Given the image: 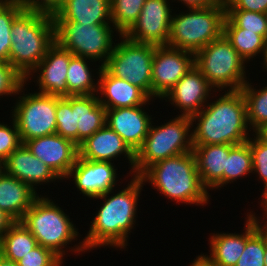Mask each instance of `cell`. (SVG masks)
Listing matches in <instances>:
<instances>
[{
  "instance_id": "cell-22",
  "label": "cell",
  "mask_w": 267,
  "mask_h": 266,
  "mask_svg": "<svg viewBox=\"0 0 267 266\" xmlns=\"http://www.w3.org/2000/svg\"><path fill=\"white\" fill-rule=\"evenodd\" d=\"M4 172L27 183L33 190L37 184L60 180L50 167L30 152L24 143L4 161Z\"/></svg>"
},
{
  "instance_id": "cell-9",
  "label": "cell",
  "mask_w": 267,
  "mask_h": 266,
  "mask_svg": "<svg viewBox=\"0 0 267 266\" xmlns=\"http://www.w3.org/2000/svg\"><path fill=\"white\" fill-rule=\"evenodd\" d=\"M111 26L54 21L55 42L74 56L85 57L89 61H103V67L115 46L112 35L115 28Z\"/></svg>"
},
{
  "instance_id": "cell-10",
  "label": "cell",
  "mask_w": 267,
  "mask_h": 266,
  "mask_svg": "<svg viewBox=\"0 0 267 266\" xmlns=\"http://www.w3.org/2000/svg\"><path fill=\"white\" fill-rule=\"evenodd\" d=\"M121 40L114 46L103 67L112 76L138 86L152 98V60L155 45L134 42L124 35H121Z\"/></svg>"
},
{
  "instance_id": "cell-14",
  "label": "cell",
  "mask_w": 267,
  "mask_h": 266,
  "mask_svg": "<svg viewBox=\"0 0 267 266\" xmlns=\"http://www.w3.org/2000/svg\"><path fill=\"white\" fill-rule=\"evenodd\" d=\"M30 152L64 179L79 156L78 145L57 133L25 141Z\"/></svg>"
},
{
  "instance_id": "cell-17",
  "label": "cell",
  "mask_w": 267,
  "mask_h": 266,
  "mask_svg": "<svg viewBox=\"0 0 267 266\" xmlns=\"http://www.w3.org/2000/svg\"><path fill=\"white\" fill-rule=\"evenodd\" d=\"M73 56L70 51L61 48L56 42L48 49L44 58L32 70L33 74L40 71L37 76L38 90H40L37 93L68 96L66 77L70 59Z\"/></svg>"
},
{
  "instance_id": "cell-25",
  "label": "cell",
  "mask_w": 267,
  "mask_h": 266,
  "mask_svg": "<svg viewBox=\"0 0 267 266\" xmlns=\"http://www.w3.org/2000/svg\"><path fill=\"white\" fill-rule=\"evenodd\" d=\"M39 197L27 183L7 175L0 176V209L15 221H20L33 202Z\"/></svg>"
},
{
  "instance_id": "cell-11",
  "label": "cell",
  "mask_w": 267,
  "mask_h": 266,
  "mask_svg": "<svg viewBox=\"0 0 267 266\" xmlns=\"http://www.w3.org/2000/svg\"><path fill=\"white\" fill-rule=\"evenodd\" d=\"M19 96L12 117L22 143L56 133V107L62 98L56 95L29 93Z\"/></svg>"
},
{
  "instance_id": "cell-26",
  "label": "cell",
  "mask_w": 267,
  "mask_h": 266,
  "mask_svg": "<svg viewBox=\"0 0 267 266\" xmlns=\"http://www.w3.org/2000/svg\"><path fill=\"white\" fill-rule=\"evenodd\" d=\"M75 128L78 130V146L106 125V108L100 104L99 96H72Z\"/></svg>"
},
{
  "instance_id": "cell-53",
  "label": "cell",
  "mask_w": 267,
  "mask_h": 266,
  "mask_svg": "<svg viewBox=\"0 0 267 266\" xmlns=\"http://www.w3.org/2000/svg\"><path fill=\"white\" fill-rule=\"evenodd\" d=\"M265 223H266V224L263 225V226H264V228L267 230V221H266Z\"/></svg>"
},
{
  "instance_id": "cell-50",
  "label": "cell",
  "mask_w": 267,
  "mask_h": 266,
  "mask_svg": "<svg viewBox=\"0 0 267 266\" xmlns=\"http://www.w3.org/2000/svg\"><path fill=\"white\" fill-rule=\"evenodd\" d=\"M263 66H265L264 68H266V71H267V39H266V45H265V52H264V55H263Z\"/></svg>"
},
{
  "instance_id": "cell-24",
  "label": "cell",
  "mask_w": 267,
  "mask_h": 266,
  "mask_svg": "<svg viewBox=\"0 0 267 266\" xmlns=\"http://www.w3.org/2000/svg\"><path fill=\"white\" fill-rule=\"evenodd\" d=\"M53 17L54 21L111 25L110 0H64Z\"/></svg>"
},
{
  "instance_id": "cell-30",
  "label": "cell",
  "mask_w": 267,
  "mask_h": 266,
  "mask_svg": "<svg viewBox=\"0 0 267 266\" xmlns=\"http://www.w3.org/2000/svg\"><path fill=\"white\" fill-rule=\"evenodd\" d=\"M241 91L246 101L248 124L253 132L257 133L267 126V85L261 90H256L247 81Z\"/></svg>"
},
{
  "instance_id": "cell-15",
  "label": "cell",
  "mask_w": 267,
  "mask_h": 266,
  "mask_svg": "<svg viewBox=\"0 0 267 266\" xmlns=\"http://www.w3.org/2000/svg\"><path fill=\"white\" fill-rule=\"evenodd\" d=\"M115 166L108 161H91L79 156L66 178H74L76 188L89 198H96L115 187Z\"/></svg>"
},
{
  "instance_id": "cell-36",
  "label": "cell",
  "mask_w": 267,
  "mask_h": 266,
  "mask_svg": "<svg viewBox=\"0 0 267 266\" xmlns=\"http://www.w3.org/2000/svg\"><path fill=\"white\" fill-rule=\"evenodd\" d=\"M226 17L236 27L255 32L267 39V25L264 13L247 10H226Z\"/></svg>"
},
{
  "instance_id": "cell-19",
  "label": "cell",
  "mask_w": 267,
  "mask_h": 266,
  "mask_svg": "<svg viewBox=\"0 0 267 266\" xmlns=\"http://www.w3.org/2000/svg\"><path fill=\"white\" fill-rule=\"evenodd\" d=\"M245 231L242 234L220 233L209 239L211 254L203 256L213 266H235L245 249L246 241L262 226L251 212L247 215ZM260 223V224H259Z\"/></svg>"
},
{
  "instance_id": "cell-18",
  "label": "cell",
  "mask_w": 267,
  "mask_h": 266,
  "mask_svg": "<svg viewBox=\"0 0 267 266\" xmlns=\"http://www.w3.org/2000/svg\"><path fill=\"white\" fill-rule=\"evenodd\" d=\"M212 88L202 73L193 66L162 99L166 97V101L168 99L175 107H179L183 112L180 115L192 117L206 106L204 103Z\"/></svg>"
},
{
  "instance_id": "cell-20",
  "label": "cell",
  "mask_w": 267,
  "mask_h": 266,
  "mask_svg": "<svg viewBox=\"0 0 267 266\" xmlns=\"http://www.w3.org/2000/svg\"><path fill=\"white\" fill-rule=\"evenodd\" d=\"M79 157L91 161H108L125 154L134 172L135 153L123 139L107 125L88 137L79 146Z\"/></svg>"
},
{
  "instance_id": "cell-31",
  "label": "cell",
  "mask_w": 267,
  "mask_h": 266,
  "mask_svg": "<svg viewBox=\"0 0 267 266\" xmlns=\"http://www.w3.org/2000/svg\"><path fill=\"white\" fill-rule=\"evenodd\" d=\"M24 10L21 0H0V62L9 63L12 24Z\"/></svg>"
},
{
  "instance_id": "cell-27",
  "label": "cell",
  "mask_w": 267,
  "mask_h": 266,
  "mask_svg": "<svg viewBox=\"0 0 267 266\" xmlns=\"http://www.w3.org/2000/svg\"><path fill=\"white\" fill-rule=\"evenodd\" d=\"M37 245L32 233L20 221H16L0 241V254L8 260L17 262Z\"/></svg>"
},
{
  "instance_id": "cell-49",
  "label": "cell",
  "mask_w": 267,
  "mask_h": 266,
  "mask_svg": "<svg viewBox=\"0 0 267 266\" xmlns=\"http://www.w3.org/2000/svg\"><path fill=\"white\" fill-rule=\"evenodd\" d=\"M264 263L267 266V230L265 229V255H264Z\"/></svg>"
},
{
  "instance_id": "cell-44",
  "label": "cell",
  "mask_w": 267,
  "mask_h": 266,
  "mask_svg": "<svg viewBox=\"0 0 267 266\" xmlns=\"http://www.w3.org/2000/svg\"><path fill=\"white\" fill-rule=\"evenodd\" d=\"M181 1L189 9L193 8H204L216 4L217 0H178Z\"/></svg>"
},
{
  "instance_id": "cell-1",
  "label": "cell",
  "mask_w": 267,
  "mask_h": 266,
  "mask_svg": "<svg viewBox=\"0 0 267 266\" xmlns=\"http://www.w3.org/2000/svg\"><path fill=\"white\" fill-rule=\"evenodd\" d=\"M143 184L139 176H133L130 184L128 183L127 187L117 194L109 197L108 195L113 193L111 190L96 197V199H104L105 202L96 213L85 239L79 243V246L75 245L74 249L72 247L71 251L80 254L81 251L107 245L125 248L129 231L136 222L134 218L137 201Z\"/></svg>"
},
{
  "instance_id": "cell-13",
  "label": "cell",
  "mask_w": 267,
  "mask_h": 266,
  "mask_svg": "<svg viewBox=\"0 0 267 266\" xmlns=\"http://www.w3.org/2000/svg\"><path fill=\"white\" fill-rule=\"evenodd\" d=\"M194 53L169 46H155L152 60V98H163L193 67Z\"/></svg>"
},
{
  "instance_id": "cell-37",
  "label": "cell",
  "mask_w": 267,
  "mask_h": 266,
  "mask_svg": "<svg viewBox=\"0 0 267 266\" xmlns=\"http://www.w3.org/2000/svg\"><path fill=\"white\" fill-rule=\"evenodd\" d=\"M24 83L25 78L9 63L0 62V96L19 95L24 90Z\"/></svg>"
},
{
  "instance_id": "cell-29",
  "label": "cell",
  "mask_w": 267,
  "mask_h": 266,
  "mask_svg": "<svg viewBox=\"0 0 267 266\" xmlns=\"http://www.w3.org/2000/svg\"><path fill=\"white\" fill-rule=\"evenodd\" d=\"M87 58L73 56L67 70L68 96L92 95L98 93V82L94 83ZM97 85V86H96Z\"/></svg>"
},
{
  "instance_id": "cell-46",
  "label": "cell",
  "mask_w": 267,
  "mask_h": 266,
  "mask_svg": "<svg viewBox=\"0 0 267 266\" xmlns=\"http://www.w3.org/2000/svg\"><path fill=\"white\" fill-rule=\"evenodd\" d=\"M264 186H265L264 193L262 194V198L264 199L261 202L262 203L261 205L263 206L264 208L263 210L265 211V213L263 214H265L264 216L267 217V184H265Z\"/></svg>"
},
{
  "instance_id": "cell-47",
  "label": "cell",
  "mask_w": 267,
  "mask_h": 266,
  "mask_svg": "<svg viewBox=\"0 0 267 266\" xmlns=\"http://www.w3.org/2000/svg\"><path fill=\"white\" fill-rule=\"evenodd\" d=\"M0 266H18V264H17V262H13L11 260H8V259L4 258L0 254Z\"/></svg>"
},
{
  "instance_id": "cell-45",
  "label": "cell",
  "mask_w": 267,
  "mask_h": 266,
  "mask_svg": "<svg viewBox=\"0 0 267 266\" xmlns=\"http://www.w3.org/2000/svg\"><path fill=\"white\" fill-rule=\"evenodd\" d=\"M190 266H213L202 254Z\"/></svg>"
},
{
  "instance_id": "cell-3",
  "label": "cell",
  "mask_w": 267,
  "mask_h": 266,
  "mask_svg": "<svg viewBox=\"0 0 267 266\" xmlns=\"http://www.w3.org/2000/svg\"><path fill=\"white\" fill-rule=\"evenodd\" d=\"M9 64L28 81L55 43L53 14L25 9L13 22Z\"/></svg>"
},
{
  "instance_id": "cell-4",
  "label": "cell",
  "mask_w": 267,
  "mask_h": 266,
  "mask_svg": "<svg viewBox=\"0 0 267 266\" xmlns=\"http://www.w3.org/2000/svg\"><path fill=\"white\" fill-rule=\"evenodd\" d=\"M139 177L177 203L201 206L208 203L209 193L201 182L193 152L156 162Z\"/></svg>"
},
{
  "instance_id": "cell-12",
  "label": "cell",
  "mask_w": 267,
  "mask_h": 266,
  "mask_svg": "<svg viewBox=\"0 0 267 266\" xmlns=\"http://www.w3.org/2000/svg\"><path fill=\"white\" fill-rule=\"evenodd\" d=\"M171 10L168 0H146L136 22L124 36L138 43L167 46Z\"/></svg>"
},
{
  "instance_id": "cell-33",
  "label": "cell",
  "mask_w": 267,
  "mask_h": 266,
  "mask_svg": "<svg viewBox=\"0 0 267 266\" xmlns=\"http://www.w3.org/2000/svg\"><path fill=\"white\" fill-rule=\"evenodd\" d=\"M146 0H110L112 25L124 35L136 22Z\"/></svg>"
},
{
  "instance_id": "cell-41",
  "label": "cell",
  "mask_w": 267,
  "mask_h": 266,
  "mask_svg": "<svg viewBox=\"0 0 267 266\" xmlns=\"http://www.w3.org/2000/svg\"><path fill=\"white\" fill-rule=\"evenodd\" d=\"M226 10H247L251 12L265 13L267 0H227Z\"/></svg>"
},
{
  "instance_id": "cell-42",
  "label": "cell",
  "mask_w": 267,
  "mask_h": 266,
  "mask_svg": "<svg viewBox=\"0 0 267 266\" xmlns=\"http://www.w3.org/2000/svg\"><path fill=\"white\" fill-rule=\"evenodd\" d=\"M25 9L53 14L64 0H21Z\"/></svg>"
},
{
  "instance_id": "cell-52",
  "label": "cell",
  "mask_w": 267,
  "mask_h": 266,
  "mask_svg": "<svg viewBox=\"0 0 267 266\" xmlns=\"http://www.w3.org/2000/svg\"><path fill=\"white\" fill-rule=\"evenodd\" d=\"M265 19H266V25H267V11L264 13Z\"/></svg>"
},
{
  "instance_id": "cell-34",
  "label": "cell",
  "mask_w": 267,
  "mask_h": 266,
  "mask_svg": "<svg viewBox=\"0 0 267 266\" xmlns=\"http://www.w3.org/2000/svg\"><path fill=\"white\" fill-rule=\"evenodd\" d=\"M56 133L78 145V130L75 128L72 96L62 97L56 107Z\"/></svg>"
},
{
  "instance_id": "cell-35",
  "label": "cell",
  "mask_w": 267,
  "mask_h": 266,
  "mask_svg": "<svg viewBox=\"0 0 267 266\" xmlns=\"http://www.w3.org/2000/svg\"><path fill=\"white\" fill-rule=\"evenodd\" d=\"M265 228L260 227L247 241L235 266H265Z\"/></svg>"
},
{
  "instance_id": "cell-23",
  "label": "cell",
  "mask_w": 267,
  "mask_h": 266,
  "mask_svg": "<svg viewBox=\"0 0 267 266\" xmlns=\"http://www.w3.org/2000/svg\"><path fill=\"white\" fill-rule=\"evenodd\" d=\"M235 145L210 144L193 145V154L203 186L218 189L223 187V171L226 169V158Z\"/></svg>"
},
{
  "instance_id": "cell-2",
  "label": "cell",
  "mask_w": 267,
  "mask_h": 266,
  "mask_svg": "<svg viewBox=\"0 0 267 266\" xmlns=\"http://www.w3.org/2000/svg\"><path fill=\"white\" fill-rule=\"evenodd\" d=\"M190 118L194 124L198 121L192 129L193 145H238L249 139L247 107L241 89L225 91L222 97Z\"/></svg>"
},
{
  "instance_id": "cell-5",
  "label": "cell",
  "mask_w": 267,
  "mask_h": 266,
  "mask_svg": "<svg viewBox=\"0 0 267 266\" xmlns=\"http://www.w3.org/2000/svg\"><path fill=\"white\" fill-rule=\"evenodd\" d=\"M225 2L172 16L167 46L196 53L223 35Z\"/></svg>"
},
{
  "instance_id": "cell-39",
  "label": "cell",
  "mask_w": 267,
  "mask_h": 266,
  "mask_svg": "<svg viewBox=\"0 0 267 266\" xmlns=\"http://www.w3.org/2000/svg\"><path fill=\"white\" fill-rule=\"evenodd\" d=\"M253 140L249 138V143L252 152V167L253 171L258 173L264 185L267 184V143L263 141L257 134Z\"/></svg>"
},
{
  "instance_id": "cell-48",
  "label": "cell",
  "mask_w": 267,
  "mask_h": 266,
  "mask_svg": "<svg viewBox=\"0 0 267 266\" xmlns=\"http://www.w3.org/2000/svg\"><path fill=\"white\" fill-rule=\"evenodd\" d=\"M263 141L267 143V126L256 133Z\"/></svg>"
},
{
  "instance_id": "cell-40",
  "label": "cell",
  "mask_w": 267,
  "mask_h": 266,
  "mask_svg": "<svg viewBox=\"0 0 267 266\" xmlns=\"http://www.w3.org/2000/svg\"><path fill=\"white\" fill-rule=\"evenodd\" d=\"M12 120V128L0 123V160L3 162L22 144L17 125L13 118Z\"/></svg>"
},
{
  "instance_id": "cell-7",
  "label": "cell",
  "mask_w": 267,
  "mask_h": 266,
  "mask_svg": "<svg viewBox=\"0 0 267 266\" xmlns=\"http://www.w3.org/2000/svg\"><path fill=\"white\" fill-rule=\"evenodd\" d=\"M20 222L32 233L37 243L52 250L63 260L67 244L78 237L77 228L51 199L38 197ZM64 254V255H63Z\"/></svg>"
},
{
  "instance_id": "cell-21",
  "label": "cell",
  "mask_w": 267,
  "mask_h": 266,
  "mask_svg": "<svg viewBox=\"0 0 267 266\" xmlns=\"http://www.w3.org/2000/svg\"><path fill=\"white\" fill-rule=\"evenodd\" d=\"M98 69V91L101 93L99 102L106 109L146 105L151 99L138 86L133 85L124 79H119L115 76H112L102 66H99ZM102 97H106V99L102 100Z\"/></svg>"
},
{
  "instance_id": "cell-43",
  "label": "cell",
  "mask_w": 267,
  "mask_h": 266,
  "mask_svg": "<svg viewBox=\"0 0 267 266\" xmlns=\"http://www.w3.org/2000/svg\"><path fill=\"white\" fill-rule=\"evenodd\" d=\"M15 222L16 221L10 215L0 209V241L2 240L3 235Z\"/></svg>"
},
{
  "instance_id": "cell-16",
  "label": "cell",
  "mask_w": 267,
  "mask_h": 266,
  "mask_svg": "<svg viewBox=\"0 0 267 266\" xmlns=\"http://www.w3.org/2000/svg\"><path fill=\"white\" fill-rule=\"evenodd\" d=\"M143 105L106 109V125L114 130L136 154L142 147L151 126V116Z\"/></svg>"
},
{
  "instance_id": "cell-38",
  "label": "cell",
  "mask_w": 267,
  "mask_h": 266,
  "mask_svg": "<svg viewBox=\"0 0 267 266\" xmlns=\"http://www.w3.org/2000/svg\"><path fill=\"white\" fill-rule=\"evenodd\" d=\"M62 263L52 250L39 244L17 261L18 266H61Z\"/></svg>"
},
{
  "instance_id": "cell-51",
  "label": "cell",
  "mask_w": 267,
  "mask_h": 266,
  "mask_svg": "<svg viewBox=\"0 0 267 266\" xmlns=\"http://www.w3.org/2000/svg\"><path fill=\"white\" fill-rule=\"evenodd\" d=\"M3 172H4V162L0 160V176L2 175Z\"/></svg>"
},
{
  "instance_id": "cell-8",
  "label": "cell",
  "mask_w": 267,
  "mask_h": 266,
  "mask_svg": "<svg viewBox=\"0 0 267 266\" xmlns=\"http://www.w3.org/2000/svg\"><path fill=\"white\" fill-rule=\"evenodd\" d=\"M245 62L224 34L194 54L195 67L214 90H240L247 82Z\"/></svg>"
},
{
  "instance_id": "cell-32",
  "label": "cell",
  "mask_w": 267,
  "mask_h": 266,
  "mask_svg": "<svg viewBox=\"0 0 267 266\" xmlns=\"http://www.w3.org/2000/svg\"><path fill=\"white\" fill-rule=\"evenodd\" d=\"M252 172V152L249 143L235 145L226 158V169L223 171V186Z\"/></svg>"
},
{
  "instance_id": "cell-6",
  "label": "cell",
  "mask_w": 267,
  "mask_h": 266,
  "mask_svg": "<svg viewBox=\"0 0 267 266\" xmlns=\"http://www.w3.org/2000/svg\"><path fill=\"white\" fill-rule=\"evenodd\" d=\"M191 126L194 127L191 118L183 115L160 126L151 124L142 147L135 154L134 176H140L156 162L192 152Z\"/></svg>"
},
{
  "instance_id": "cell-28",
  "label": "cell",
  "mask_w": 267,
  "mask_h": 266,
  "mask_svg": "<svg viewBox=\"0 0 267 266\" xmlns=\"http://www.w3.org/2000/svg\"><path fill=\"white\" fill-rule=\"evenodd\" d=\"M223 34L245 61H250L259 53L264 55L266 39L255 32L236 27L227 17L224 21Z\"/></svg>"
}]
</instances>
